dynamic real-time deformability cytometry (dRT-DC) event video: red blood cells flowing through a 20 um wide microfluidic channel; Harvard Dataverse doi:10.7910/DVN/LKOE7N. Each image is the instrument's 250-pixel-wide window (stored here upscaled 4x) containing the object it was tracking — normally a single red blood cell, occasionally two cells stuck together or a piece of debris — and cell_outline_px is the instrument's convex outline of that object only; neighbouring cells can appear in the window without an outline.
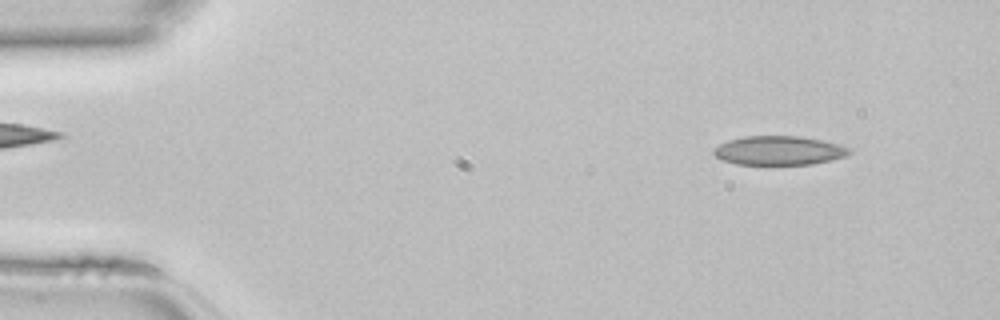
{"species": "common noctule bat (a hibernating species)", "species_latin": "Nyctalus noctula", "temperature_condition": "room temperature", "stored_images_in_passage": 44, "camera_frame_rate_fps": 3000, "um_per_image_px": 0.085, "animal": {"sex": "female", "body_mass_g": 22.7, "forearm_length_mm": 54.2}, "frame": {"image": 1, "passage_image": 4, "time_ms": 1.0, "image_size_px": [1000, 320], "cell_outline_px": [[852, 152], [844, 156], [832, 160], [812, 164], [736, 164], [720, 160], [712, 152], [712, 148], [728, 140], [744, 136], [800, 136], [824, 140], [840, 144], [852, 148]], "centroid_in_image_um": [66.22, 12.79], "position_along_channel_um": 18.8, "area_um2": 23.18}}
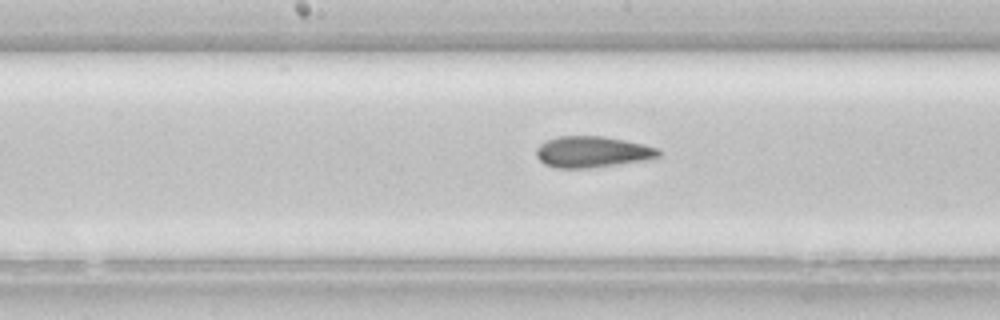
{"frame": {"image": 2, "passage_image": 22, "time_ms": 7.0, "image_size_px": [1000, 320], "cell_outline_px": [[664, 152], [660, 156], [652, 160], [588, 168], [556, 168], [544, 164], [536, 156], [536, 148], [540, 144], [556, 136], [604, 136], [644, 144], [660, 148]], "centroid_in_image_um": [50.42, 12.91], "position_along_channel_um": 197.8, "area_um2": 22.66}}
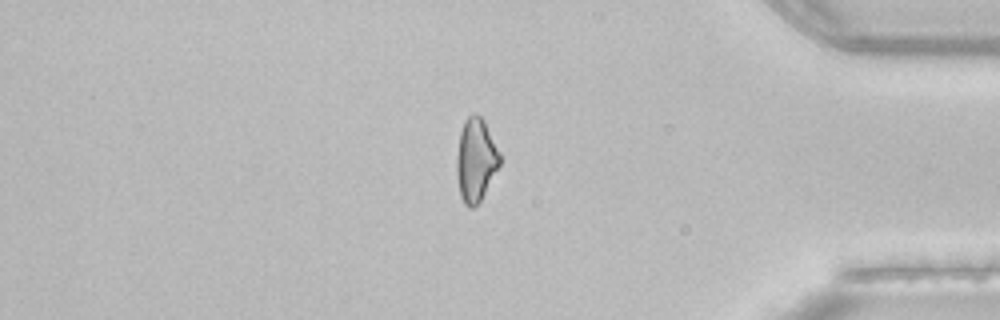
{"frame": {"image": 3, "passage_image": 37, "time_ms": 12.0, "image_size_px": [1000, 320], "cell_outline_px": [[500, 164], [480, 200], [472, 208], [468, 208], [464, 204], [460, 196], [456, 176], [456, 156], [460, 132], [464, 120], [472, 112], [476, 112], [484, 120], [500, 152]], "centroid_in_image_um": [40.42, 13.56], "position_along_channel_um": 394.8, "area_um2": 21.04}}